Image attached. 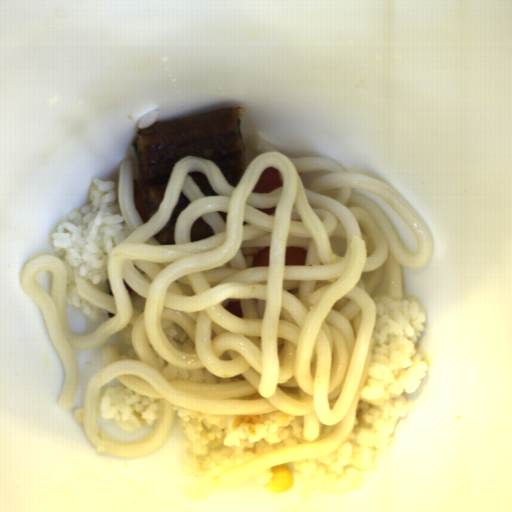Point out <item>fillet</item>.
Instances as JSON below:
<instances>
[{"instance_id": "25842a12", "label": "fillet", "mask_w": 512, "mask_h": 512, "mask_svg": "<svg viewBox=\"0 0 512 512\" xmlns=\"http://www.w3.org/2000/svg\"><path fill=\"white\" fill-rule=\"evenodd\" d=\"M283 184L282 177L276 168H267L259 178L253 188L254 193L269 194L273 190L281 187Z\"/></svg>"}, {"instance_id": "e2c912f1", "label": "fillet", "mask_w": 512, "mask_h": 512, "mask_svg": "<svg viewBox=\"0 0 512 512\" xmlns=\"http://www.w3.org/2000/svg\"><path fill=\"white\" fill-rule=\"evenodd\" d=\"M307 252L305 248L298 246H286L284 262L285 265H302L305 263Z\"/></svg>"}, {"instance_id": "e495c32b", "label": "fillet", "mask_w": 512, "mask_h": 512, "mask_svg": "<svg viewBox=\"0 0 512 512\" xmlns=\"http://www.w3.org/2000/svg\"><path fill=\"white\" fill-rule=\"evenodd\" d=\"M132 201L143 223H148V218L143 206V195L140 189V180L132 179Z\"/></svg>"}, {"instance_id": "f6d04758", "label": "fillet", "mask_w": 512, "mask_h": 512, "mask_svg": "<svg viewBox=\"0 0 512 512\" xmlns=\"http://www.w3.org/2000/svg\"><path fill=\"white\" fill-rule=\"evenodd\" d=\"M269 250H270V246L266 247L260 253H258L253 260L252 267L253 266H265V265L269 264Z\"/></svg>"}, {"instance_id": "f7120dc5", "label": "fillet", "mask_w": 512, "mask_h": 512, "mask_svg": "<svg viewBox=\"0 0 512 512\" xmlns=\"http://www.w3.org/2000/svg\"><path fill=\"white\" fill-rule=\"evenodd\" d=\"M223 306L225 310L231 313L232 315H235L240 318L243 317V311L240 301H230Z\"/></svg>"}, {"instance_id": "d4e80104", "label": "fillet", "mask_w": 512, "mask_h": 512, "mask_svg": "<svg viewBox=\"0 0 512 512\" xmlns=\"http://www.w3.org/2000/svg\"><path fill=\"white\" fill-rule=\"evenodd\" d=\"M259 209H260L261 213L266 214V215L269 216V215H272L274 213L276 207L275 208H259Z\"/></svg>"}, {"instance_id": "c7536d47", "label": "fillet", "mask_w": 512, "mask_h": 512, "mask_svg": "<svg viewBox=\"0 0 512 512\" xmlns=\"http://www.w3.org/2000/svg\"><path fill=\"white\" fill-rule=\"evenodd\" d=\"M123 284L129 294V296L134 293L135 290L132 289L124 279H123Z\"/></svg>"}]
</instances>
